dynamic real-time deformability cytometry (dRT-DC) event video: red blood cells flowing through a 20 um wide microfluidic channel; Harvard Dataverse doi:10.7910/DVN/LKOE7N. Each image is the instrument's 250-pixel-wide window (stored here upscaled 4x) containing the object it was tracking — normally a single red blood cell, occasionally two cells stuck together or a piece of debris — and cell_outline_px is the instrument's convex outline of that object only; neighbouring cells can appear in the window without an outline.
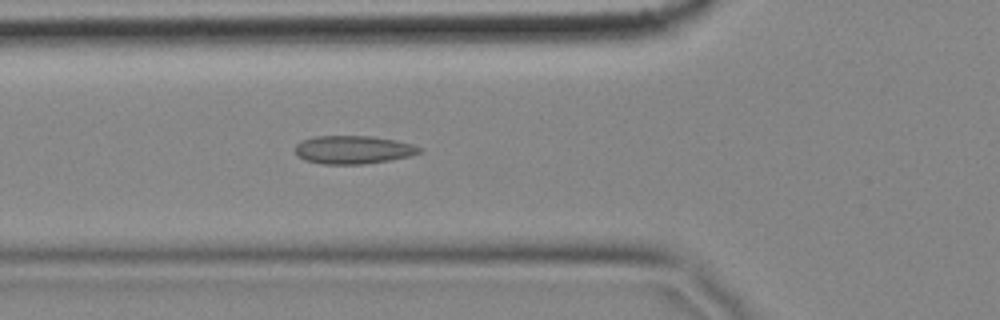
{"species": "common noctule bat (a hibernating species)", "species_latin": "Nyctalus noctula", "temperature_condition": "cold", "stored_images_in_passage": 5, "camera_frame_rate_fps": 3000, "um_per_image_px": 0.085, "animal": {"sex": "female", "body_mass_g": 18.4}, "frame": {"image": 1, "passage_image": 5, "time_ms": 1.333, "image_size_px": [1000, 320], "cell_outline_px": [[420, 152], [408, 156], [388, 160], [364, 164], [324, 164], [304, 160], [296, 156], [296, 144], [300, 140], [316, 136], [372, 136], [396, 140], [412, 144], [420, 148]], "centroid_in_image_um": [29.96, 12.72], "position_along_channel_um": 95.8, "area_um2": 20.35}}